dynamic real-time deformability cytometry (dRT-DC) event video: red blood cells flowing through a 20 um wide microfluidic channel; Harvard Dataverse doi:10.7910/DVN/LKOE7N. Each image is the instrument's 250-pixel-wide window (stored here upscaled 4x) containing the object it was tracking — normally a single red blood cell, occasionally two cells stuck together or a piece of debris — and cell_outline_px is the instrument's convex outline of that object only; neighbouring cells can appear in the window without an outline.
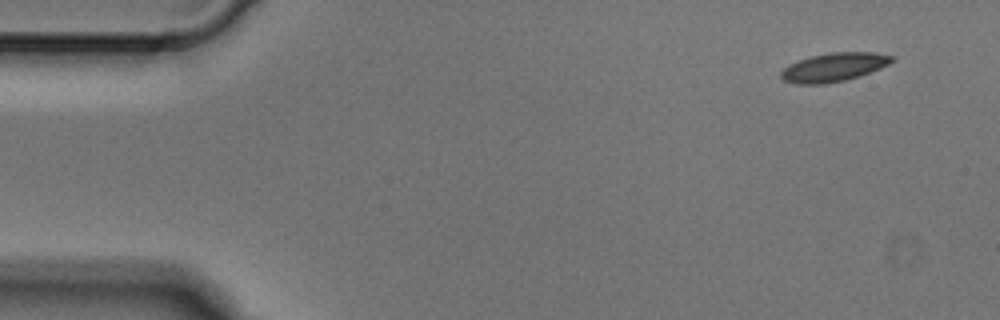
{"species": "Egyptian fruit bat (a non-hibernating species)", "species_latin": "Rousettus aegyptiacus", "temperature_condition": "cold", "stored_images_in_passage": 5, "segment_of_instrument_passage": [1, 2], "camera_frame_rate_fps": 3000, "um_per_image_px": 0.085, "animal": {"sex": "male"}, "frame": {"image": 1, "passage_image": 1, "time_ms": 0.0, "image_size_px": [1000, 320], "cell_outline_px": [[896, 60], [880, 68], [860, 76], [844, 80], [824, 84], [796, 84], [784, 80], [780, 76], [780, 72], [788, 64], [812, 56], [832, 52], [876, 52], [896, 56]], "centroid_in_image_um": [70.91, 5.7], "position_along_channel_um": 14.1, "area_um2": 18.55}}
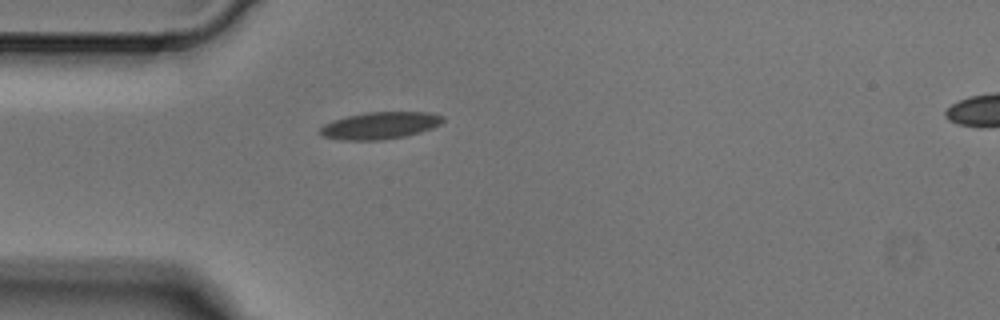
{"frame": {"image": 2, "passage_image": 4, "time_ms": 1.0, "image_size_px": [1000, 320], "cell_outline_px": [[444, 120], [440, 124], [432, 128], [420, 132], [404, 136], [380, 140], [340, 140], [320, 136], [320, 128], [324, 124], [332, 120], [364, 112], [428, 112], [444, 116]], "centroid_in_image_um": [32.27, 10.67], "position_along_channel_um": 52.7, "area_um2": 19.42}}